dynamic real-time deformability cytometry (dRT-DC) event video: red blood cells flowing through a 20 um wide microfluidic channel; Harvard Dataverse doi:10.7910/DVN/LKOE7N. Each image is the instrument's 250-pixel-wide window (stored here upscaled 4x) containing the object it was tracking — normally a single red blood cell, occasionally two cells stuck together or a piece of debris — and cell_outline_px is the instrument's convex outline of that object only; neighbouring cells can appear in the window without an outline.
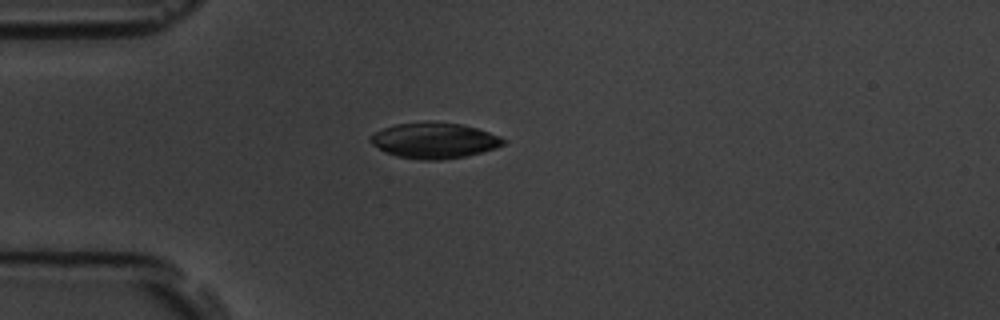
{"species": "common noctule bat (a hibernating species)", "species_latin": "Nyctalus noctula", "temperature_condition": "room temperature", "stored_images_in_passage": 7, "camera_frame_rate_fps": 3000, "um_per_image_px": 0.085, "animal": {"sex": "male", "body_mass_g": 19.5, "forearm_length_mm": 54.6}, "frame": {"image": 1, "passage_image": 1, "time_ms": 0.0, "image_size_px": [1000, 320], "cell_outline_px": [[508, 140], [504, 144], [496, 148], [464, 156], [444, 160], [424, 160], [396, 156], [384, 152], [372, 144], [368, 140], [368, 136], [384, 128], [396, 124], [428, 120], [460, 124], [476, 128], [500, 136]], "centroid_in_image_um": [36.89, 11.93], "position_along_channel_um": 48.1, "area_um2": 27.86}}
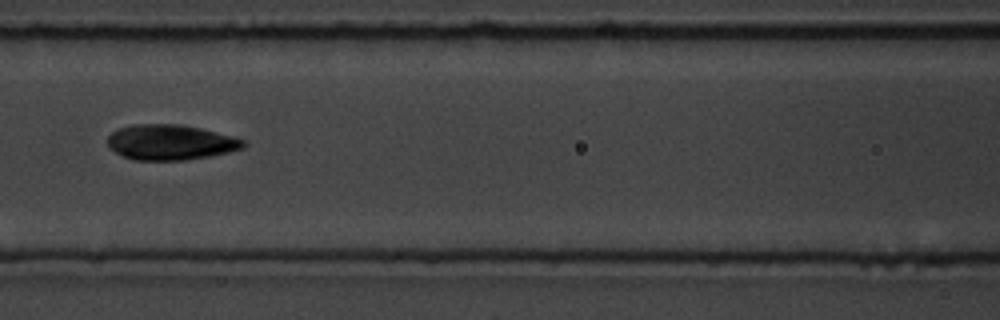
{"frame": {"image": 2, "passage_image": 4, "time_ms": 3.333, "image_size_px": [1000, 320], "cell_outline_px": [[248, 144], [244, 148], [212, 156], [184, 160], [132, 160], [116, 152], [108, 144], [108, 136], [112, 132], [120, 128], [132, 124], [180, 124], [200, 128], [236, 136], [244, 140]], "centroid_in_image_um": [14.55, 12.09], "position_along_channel_um": 152.0, "area_um2": 28.09}}
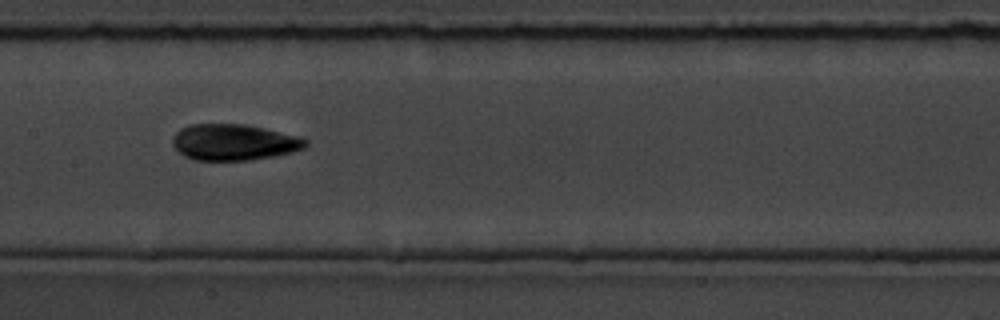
{"frame": {"image": 3, "passage_image": 5, "time_ms": 4.333, "image_size_px": [1000, 320], "cell_outline_px": [[308, 144], [304, 148], [292, 152], [272, 156], [248, 160], [192, 160], [184, 156], [172, 144], [172, 136], [180, 128], [188, 124], [244, 124], [304, 136], [308, 140]], "centroid_in_image_um": [19.9, 12.08], "position_along_channel_um": 187.5, "area_um2": 28.32}}